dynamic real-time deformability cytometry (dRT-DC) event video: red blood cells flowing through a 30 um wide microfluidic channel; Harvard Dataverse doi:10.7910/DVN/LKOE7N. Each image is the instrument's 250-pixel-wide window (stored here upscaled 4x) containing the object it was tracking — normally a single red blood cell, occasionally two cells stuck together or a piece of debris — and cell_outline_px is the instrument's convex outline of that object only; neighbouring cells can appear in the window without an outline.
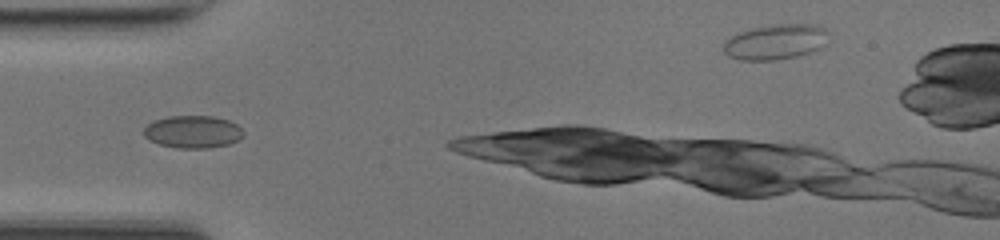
{"species": "common noctule bat (a hibernating species)", "species_latin": "Nyctalus noctula", "temperature_condition": "room temperature", "stored_images_in_passage": 8, "camera_frame_rate_fps": 3000, "um_per_image_px": 0.085, "animal": {"sex": "female", "body_mass_g": 17.0, "forearm_length_mm": 48.0}, "frame": {"image": 1, "passage_image": 3, "time_ms": 0.667, "image_size_px": [1000, 240], "cell_outline_px": [[244, 136], [240, 140], [228, 144], [208, 148], [176, 148], [160, 144], [148, 140], [144, 136], [144, 128], [152, 120], [168, 116], [212, 116], [228, 120], [236, 124], [244, 132]], "centroid_in_image_um": [16.39, 11.2], "position_along_channel_um": 68.6, "area_um2": 19.02}}
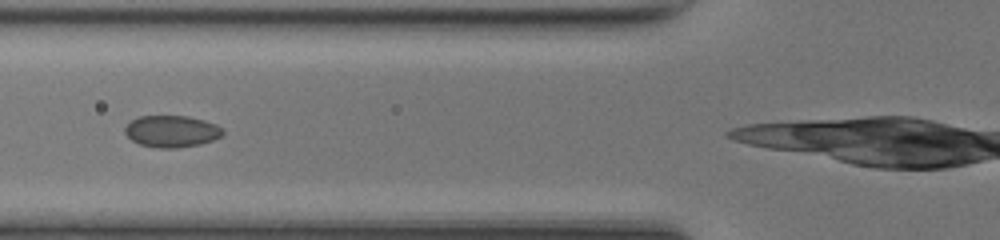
{"frame": {"image": 2, "passage_image": 6, "time_ms": 1.667, "image_size_px": [1000, 240], "cell_outline_px": [[224, 132], [220, 136], [212, 140], [200, 144], [176, 148], [160, 148], [140, 144], [132, 140], [124, 132], [124, 128], [132, 120], [140, 116], [188, 116], [204, 120], [216, 124], [224, 128]], "centroid_in_image_um": [14.61, 11.16], "position_along_channel_um": 111.2, "area_um2": 18.03}}